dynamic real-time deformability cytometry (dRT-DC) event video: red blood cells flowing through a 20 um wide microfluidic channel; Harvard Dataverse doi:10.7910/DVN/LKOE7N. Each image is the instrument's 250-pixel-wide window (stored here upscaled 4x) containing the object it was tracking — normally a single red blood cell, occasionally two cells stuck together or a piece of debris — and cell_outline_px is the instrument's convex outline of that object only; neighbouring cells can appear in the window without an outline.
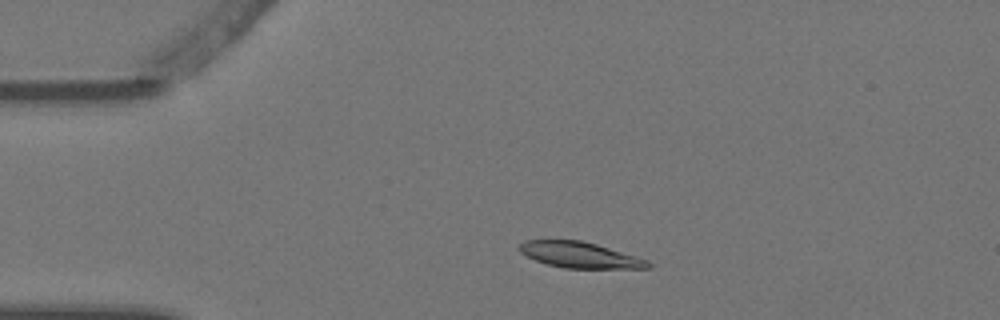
{"species": "Egyptian fruit bat (a non-hibernating species)", "species_latin": "Rousettus aegyptiacus", "temperature_condition": "warm", "stored_images_in_passage": 3, "camera_frame_rate_fps": 3000, "um_per_image_px": 0.085, "animal": {"sex": "female"}, "frame": {"image": 1, "passage_image": 2, "time_ms": 0.333, "image_size_px": [1000, 320], "cell_outline_px": [[652, 268], [564, 268], [548, 264], [536, 260], [520, 252], [520, 244], [524, 240], [580, 240], [596, 244], [636, 256], [648, 260], [652, 264]], "centroid_in_image_um": [49.32, 21.67], "position_along_channel_um": 35.7, "area_um2": 19.19}}